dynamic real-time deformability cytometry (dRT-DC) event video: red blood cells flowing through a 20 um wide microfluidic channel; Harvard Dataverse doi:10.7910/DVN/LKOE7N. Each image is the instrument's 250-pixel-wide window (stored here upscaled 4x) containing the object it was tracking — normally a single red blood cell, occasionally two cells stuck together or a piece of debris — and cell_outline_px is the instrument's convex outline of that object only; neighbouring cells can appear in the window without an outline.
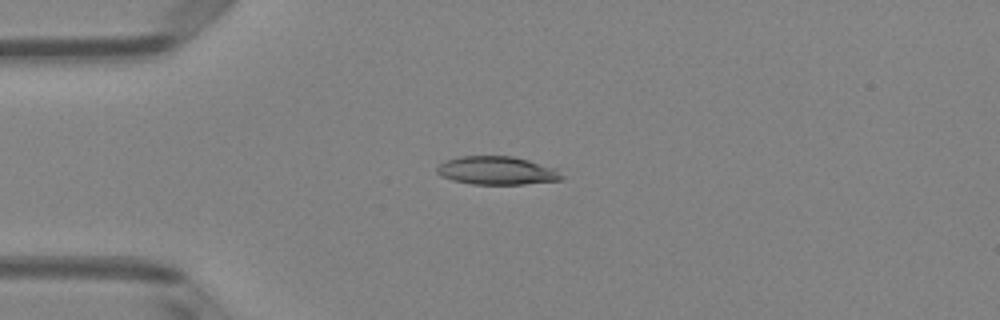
{"species": "Egyptian fruit bat (a non-hibernating species)", "species_latin": "Rousettus aegyptiacus", "temperature_condition": "room temperature", "stored_images_in_passage": 3, "camera_frame_rate_fps": 3000, "um_per_image_px": 0.085, "animal": {"sex": "female"}, "frame": {"image": 1, "passage_image": 2, "time_ms": 0.333, "image_size_px": [1000, 320], "cell_outline_px": [[564, 180], [524, 184], [472, 184], [452, 180], [440, 176], [436, 172], [436, 168], [444, 160], [460, 156], [512, 156], [528, 160], [556, 168], [564, 176]], "centroid_in_image_um": [42.24, 14.5], "position_along_channel_um": 42.8, "area_um2": 20.75}}
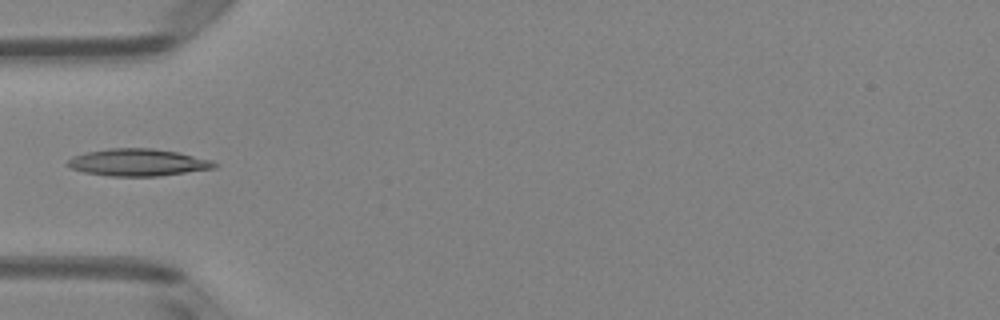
{"frame": {"image": 2, "passage_image": 3, "time_ms": 0.667, "image_size_px": [1000, 320], "cell_outline_px": [[220, 164], [216, 168], [160, 176], [108, 176], [84, 172], [72, 168], [68, 164], [68, 160], [72, 156], [88, 152], [108, 148], [152, 148], [176, 152], [212, 160]], "centroid_in_image_um": [11.76, 13.81], "position_along_channel_um": 73.2, "area_um2": 23.18}}